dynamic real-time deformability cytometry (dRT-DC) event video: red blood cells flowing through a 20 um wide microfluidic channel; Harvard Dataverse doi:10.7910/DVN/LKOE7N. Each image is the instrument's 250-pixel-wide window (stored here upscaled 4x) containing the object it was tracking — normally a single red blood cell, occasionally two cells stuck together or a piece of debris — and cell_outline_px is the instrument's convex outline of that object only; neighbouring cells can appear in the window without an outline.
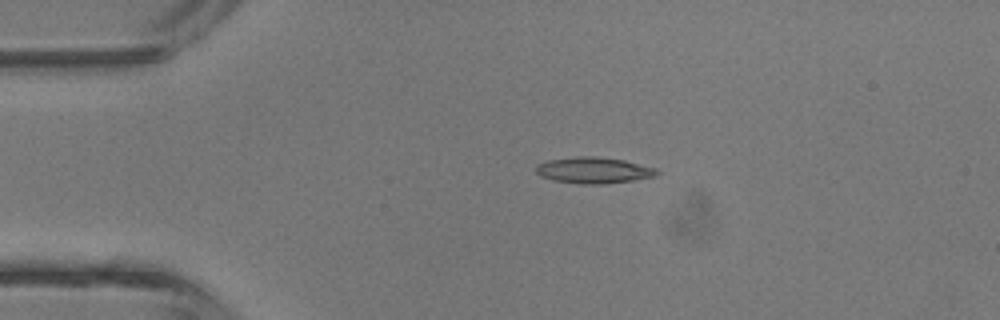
{"species": "common noctule bat (a hibernating species)", "species_latin": "Nyctalus noctula", "temperature_condition": "room temperature", "stored_images_in_passage": 4, "camera_frame_rate_fps": 3000, "um_per_image_px": 0.085, "animal": {"sex": "male", "body_mass_g": 13.3}, "frame": {"image": 1, "passage_image": 3, "time_ms": 2.333, "image_size_px": [1000, 320], "cell_outline_px": [[660, 172], [652, 176], [632, 180], [604, 184], [580, 184], [552, 180], [540, 176], [536, 172], [536, 164], [548, 160], [576, 156], [596, 156], [624, 160], [656, 168]], "centroid_in_image_um": [50.41, 14.47], "position_along_channel_um": 34.6, "area_um2": 18.44}}